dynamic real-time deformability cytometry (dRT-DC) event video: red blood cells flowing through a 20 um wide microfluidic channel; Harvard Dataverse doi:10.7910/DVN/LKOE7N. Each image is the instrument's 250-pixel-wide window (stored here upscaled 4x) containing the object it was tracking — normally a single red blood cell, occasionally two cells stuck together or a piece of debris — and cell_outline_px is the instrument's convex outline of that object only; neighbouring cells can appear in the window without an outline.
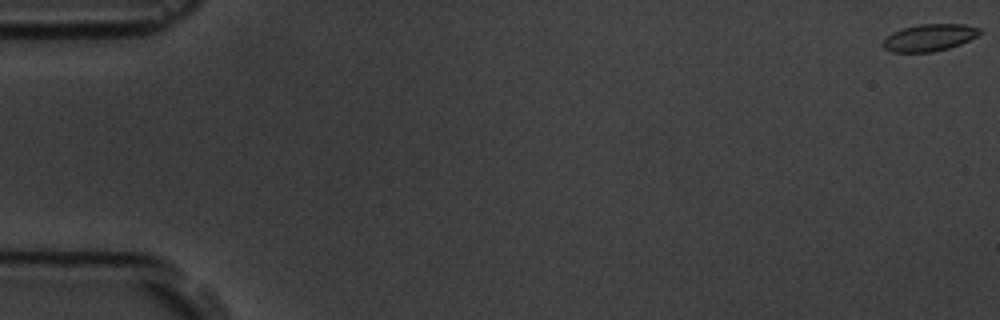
{"species": "common noctule bat (a hibernating species)", "species_latin": "Nyctalus noctula", "temperature_condition": "room temperature", "stored_images_in_passage": 6, "camera_frame_rate_fps": 3000, "um_per_image_px": 0.085, "animal": {"sex": "male", "body_mass_g": 19.5, "forearm_length_mm": 54.6}, "frame": {"image": 1, "passage_image": 1, "time_ms": 0.0, "image_size_px": [1000, 320], "cell_outline_px": [[980, 32], [976, 36], [960, 44], [948, 48], [932, 52], [892, 52], [884, 48], [884, 40], [892, 32], [900, 28], [920, 24], [964, 24], [980, 28]], "centroid_in_image_um": [78.98, 3.19], "position_along_channel_um": 6.0, "area_um2": 15.09}}
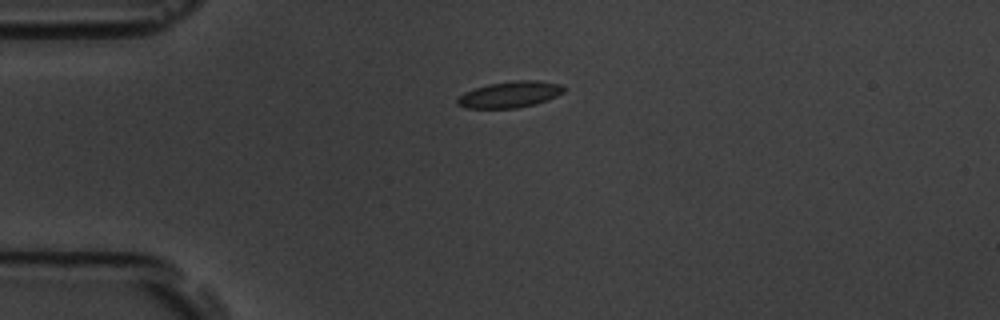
{"frame": {"image": 2, "passage_image": 5, "time_ms": 4.667, "image_size_px": [1000, 320], "cell_outline_px": [[568, 88], [564, 92], [548, 100], [536, 104], [516, 108], [464, 108], [456, 104], [456, 100], [464, 92], [488, 84], [516, 80], [540, 80], [560, 84]], "centroid_in_image_um": [43.37, 8.03], "position_along_channel_um": 41.6, "area_um2": 16.47}}